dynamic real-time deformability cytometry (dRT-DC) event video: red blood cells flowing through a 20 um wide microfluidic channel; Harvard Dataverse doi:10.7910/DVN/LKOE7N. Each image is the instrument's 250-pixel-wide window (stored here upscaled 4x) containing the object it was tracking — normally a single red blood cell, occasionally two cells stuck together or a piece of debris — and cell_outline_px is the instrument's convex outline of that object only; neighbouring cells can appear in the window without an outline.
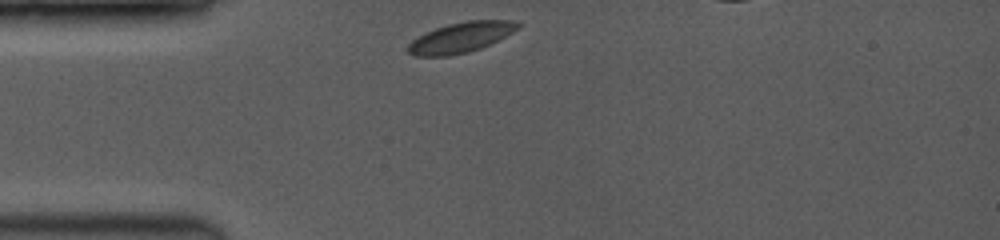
{"species": "common noctule bat (a hibernating species)", "species_latin": "Nyctalus noctula", "temperature_condition": "room temperature", "stored_images_in_passage": 17, "camera_frame_rate_fps": 3500, "um_per_image_px": 0.085, "animal": {"sex": "female", "body_mass_g": 19.0, "forearm_length_mm": 53.3}, "frame": {"image": 1, "passage_image": 1, "time_ms": 0.0, "image_size_px": [1000, 240], "cell_outline_px": [[520, 28], [480, 48], [468, 52], [448, 56], [412, 56], [408, 52], [408, 44], [412, 40], [436, 28], [448, 24], [468, 20], [512, 20], [520, 24]], "centroid_in_image_um": [39.15, 3.18], "position_along_channel_um": 45.8, "area_um2": 19.07}}
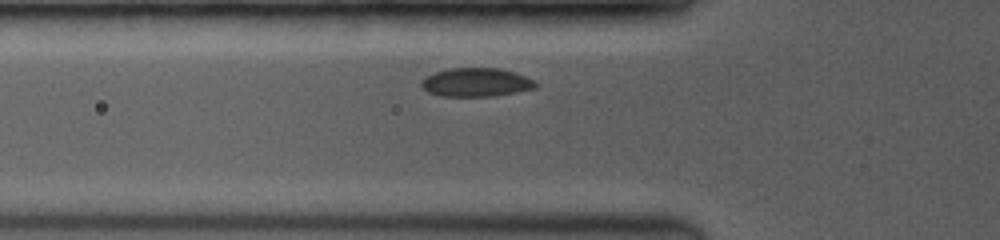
{"frame": {"image": 2, "passage_image": 12, "time_ms": 1.429, "image_size_px": [1000, 240], "cell_outline_px": [[540, 84], [536, 88], [516, 92], [492, 96], [440, 96], [428, 92], [420, 84], [428, 76], [436, 72], [448, 68], [500, 68], [524, 76]], "centroid_in_image_um": [40.49, 7.0], "position_along_channel_um": 85.3, "area_um2": 18.84}}